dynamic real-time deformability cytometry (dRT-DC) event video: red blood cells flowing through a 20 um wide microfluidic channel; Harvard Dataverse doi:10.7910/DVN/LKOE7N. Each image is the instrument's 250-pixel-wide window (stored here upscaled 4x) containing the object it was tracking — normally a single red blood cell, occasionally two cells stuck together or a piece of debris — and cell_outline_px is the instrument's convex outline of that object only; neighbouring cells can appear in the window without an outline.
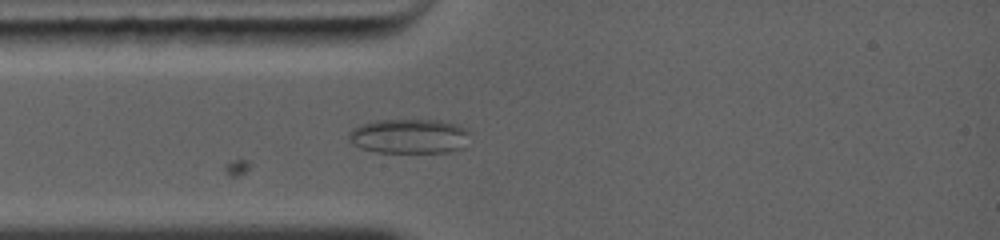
{"species": "common noctule bat (a hibernating species)", "species_latin": "Nyctalus noctula", "temperature_condition": "warm", "stored_images_in_passage": 16, "camera_frame_rate_fps": 5000, "um_per_image_px": 0.085, "animal": {"sex": "female", "body_mass_g": 19.0, "forearm_length_mm": 56.7}, "frame": {"image": 1, "passage_image": 10, "time_ms": 2.8, "image_size_px": [1000, 240], "cell_outline_px": [[468, 132], [464, 148], [448, 152], [376, 152], [360, 148], [352, 144], [348, 140], [348, 132], [352, 128], [364, 124], [380, 120], [432, 120], [452, 124]], "centroid_in_image_um": [34.7, 11.6], "position_along_channel_um": 50.3, "area_um2": 24.04}}
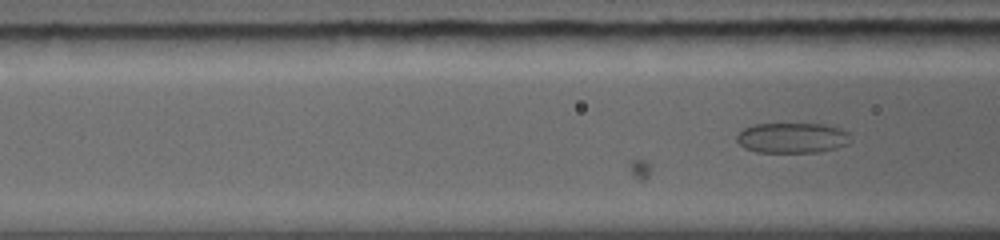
{"frame": {"image": 2, "passage_image": 16, "time_ms": 4.0, "image_size_px": [1000, 240], "cell_outline_px": [[852, 140], [848, 144], [836, 148], [820, 152], [756, 152], [744, 148], [736, 140], [736, 136], [744, 128], [756, 124], [820, 124], [840, 128], [848, 132]], "centroid_in_image_um": [67.36, 11.73], "position_along_channel_um": 99.2, "area_um2": 20.17}}